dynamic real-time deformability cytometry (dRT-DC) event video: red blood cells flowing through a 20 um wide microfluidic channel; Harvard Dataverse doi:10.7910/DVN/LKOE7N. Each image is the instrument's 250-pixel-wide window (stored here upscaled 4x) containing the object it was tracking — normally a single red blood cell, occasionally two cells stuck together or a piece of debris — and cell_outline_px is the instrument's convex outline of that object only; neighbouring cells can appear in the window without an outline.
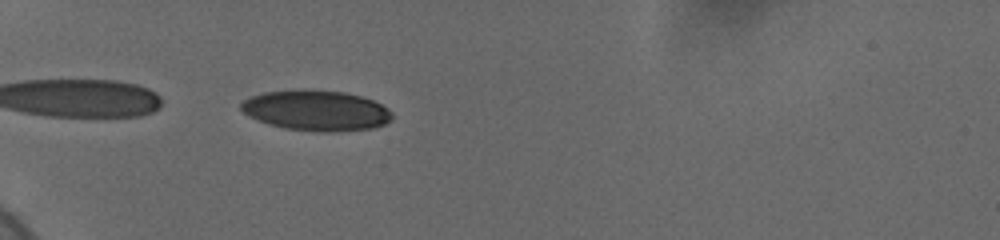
{"species": "human", "species_latin": "Homo sapiens", "temperature_condition": "cold", "stored_images_in_passage": 39, "camera_frame_rate_fps": 3000, "um_per_image_px": 0.085, "donor": {"sex": "female"}, "frame": {"image": 1, "passage_image": 2, "time_ms": 0.333, "image_size_px": [1000, 240], "cell_outline_px": [[392, 120], [384, 124], [372, 128], [328, 132], [320, 132], [284, 128], [268, 124], [244, 112], [240, 108], [240, 104], [244, 100], [252, 96], [264, 92], [304, 88], [344, 92], [360, 96], [372, 100], [388, 108], [392, 112]], "centroid_in_image_um": [26.89, 9.38], "position_along_channel_um": 58.1, "area_um2": 35.6}}
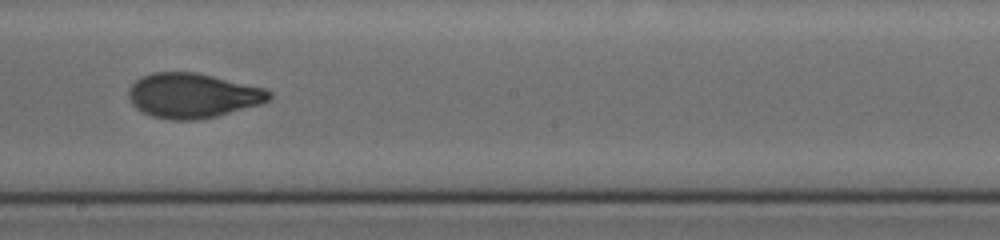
{"frame": {"image": 2, "passage_image": 25, "time_ms": 5.667, "image_size_px": [1000, 240], "cell_outline_px": [[272, 96], [268, 100], [260, 104], [216, 116], [196, 120], [172, 120], [152, 116], [136, 108], [128, 100], [128, 88], [140, 76], [152, 72], [196, 72], [264, 88], [272, 92]], "centroid_in_image_um": [16.34, 8.11], "position_along_channel_um": 231.9, "area_um2": 36.65}}
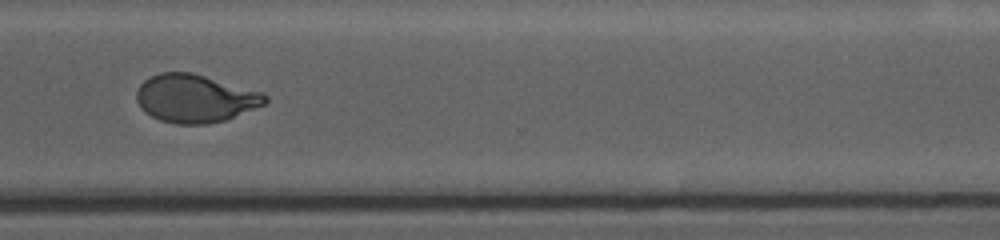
{"frame": {"image": 3, "passage_image": 38, "time_ms": 9.0, "image_size_px": [1000, 240], "cell_outline_px": [[268, 100], [264, 104], [224, 120], [208, 124], [176, 124], [160, 120], [144, 112], [140, 108], [136, 100], [136, 92], [140, 84], [144, 80], [160, 72], [192, 72], [264, 92], [268, 96]], "centroid_in_image_um": [16.57, 8.36], "position_along_channel_um": 354.0, "area_um2": 36.07}}